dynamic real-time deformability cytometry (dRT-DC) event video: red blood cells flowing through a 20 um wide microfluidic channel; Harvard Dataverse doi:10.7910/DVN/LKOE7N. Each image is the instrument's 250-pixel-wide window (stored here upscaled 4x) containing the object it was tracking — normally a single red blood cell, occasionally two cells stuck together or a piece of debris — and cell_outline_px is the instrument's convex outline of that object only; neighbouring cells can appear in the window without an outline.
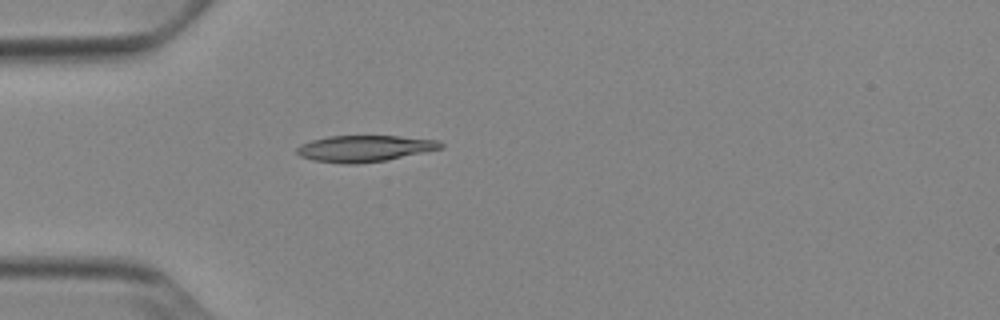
{"species": "Egyptian fruit bat (a non-hibernating species)", "species_latin": "Rousettus aegyptiacus", "temperature_condition": "cold", "stored_images_in_passage": 38, "camera_frame_rate_fps": 3000, "um_per_image_px": 0.085, "animal": {"sex": "female"}, "frame": {"image": 1, "passage_image": 1, "time_ms": 0.0, "image_size_px": [1000, 320], "cell_outline_px": [[444, 148], [384, 160], [356, 164], [344, 164], [312, 160], [300, 156], [296, 152], [296, 148], [300, 144], [312, 140], [328, 136], [400, 136], [440, 140], [444, 144]], "centroid_in_image_um": [30.99, 12.61], "position_along_channel_um": 54.0, "area_um2": 22.14}}
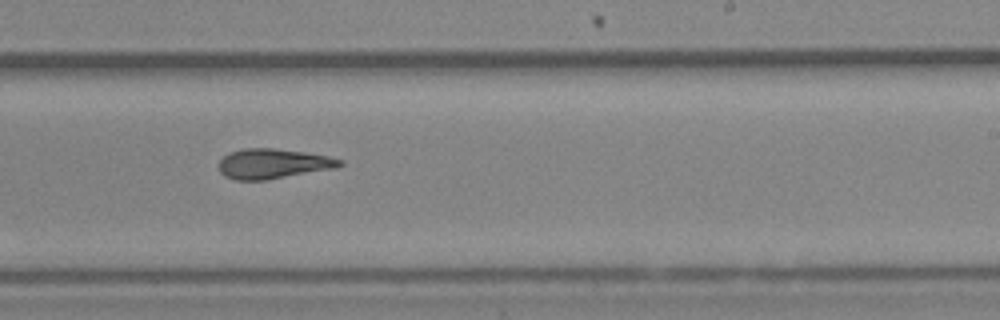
{"frame": {"image": 2, "passage_image": 18, "time_ms": 5.667, "image_size_px": [1000, 320], "cell_outline_px": [[344, 164], [336, 168], [268, 180], [236, 180], [224, 176], [220, 172], [216, 164], [228, 152], [244, 148], [272, 148], [304, 152], [328, 156], [344, 160]], "centroid_in_image_um": [23.19, 13.92], "position_along_channel_um": 265.8, "area_um2": 21.39}}
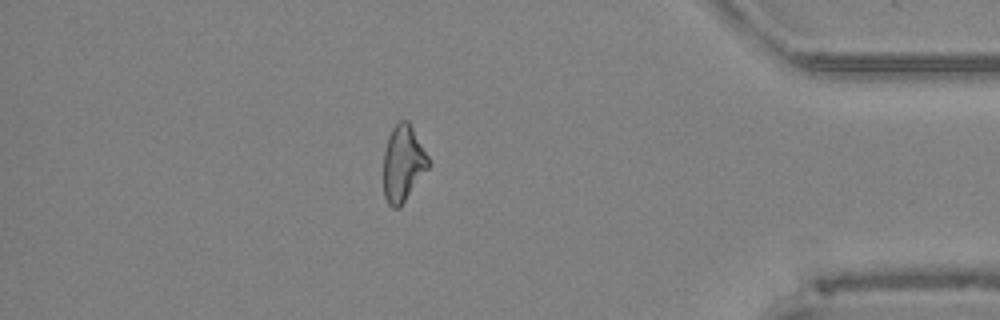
{"frame": {"image": 3, "passage_image": 31, "time_ms": 10.0, "image_size_px": [1000, 320], "cell_outline_px": [[428, 168], [400, 208], [392, 208], [388, 204], [384, 196], [384, 152], [388, 136], [392, 128], [400, 120], [408, 120], [428, 156]], "centroid_in_image_um": [34.24, 13.91], "position_along_channel_um": 401.0, "area_um2": 19.77}, "authors_computed_cell_mechanics": {"area_um2": 21.0681, "velocity_mm_per_s": 3.9041, "shape_relaxation_time_tau1_ms": 8.5725, "shape_relaxation_time_tau2_ms": 2.6832, "deformation_change_tau1": 0.1945, "deformation_change_tau2": 0.094}}